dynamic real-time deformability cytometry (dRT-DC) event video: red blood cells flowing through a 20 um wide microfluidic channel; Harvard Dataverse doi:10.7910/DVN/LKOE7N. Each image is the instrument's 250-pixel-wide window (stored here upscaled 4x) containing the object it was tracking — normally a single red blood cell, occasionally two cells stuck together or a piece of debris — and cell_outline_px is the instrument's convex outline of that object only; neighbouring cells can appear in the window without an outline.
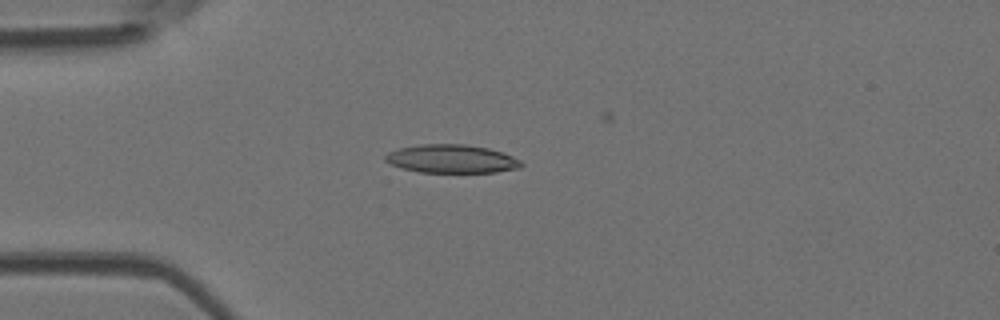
{"species": "Egyptian fruit bat (a non-hibernating species)", "species_latin": "Rousettus aegyptiacus", "temperature_condition": "room temperature", "stored_images_in_passage": 42, "camera_frame_rate_fps": 3000, "um_per_image_px": 0.085, "animal": {"sex": "female"}, "frame": {"image": 1, "passage_image": 13, "time_ms": 4.0, "image_size_px": [1000, 320], "cell_outline_px": [[524, 164], [520, 168], [496, 172], [420, 172], [404, 168], [392, 164], [384, 160], [384, 156], [388, 152], [400, 148], [420, 144], [464, 144], [488, 148], [512, 156], [520, 160]], "centroid_in_image_um": [38.4, 13.5], "position_along_channel_um": 46.6, "area_um2": 22.31}}
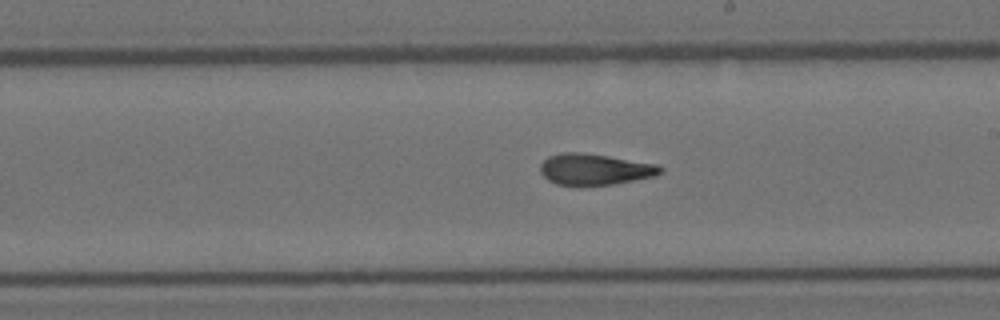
{"frame": {"image": 2, "passage_image": 29, "time_ms": 9.333, "image_size_px": [1000, 320], "cell_outline_px": [[664, 172], [656, 176], [612, 184], [580, 188], [556, 184], [548, 180], [540, 172], [540, 164], [548, 156], [560, 152], [584, 152], [656, 164], [664, 168]], "centroid_in_image_um": [50.52, 14.42], "position_along_channel_um": 238.5, "area_um2": 22.48}}
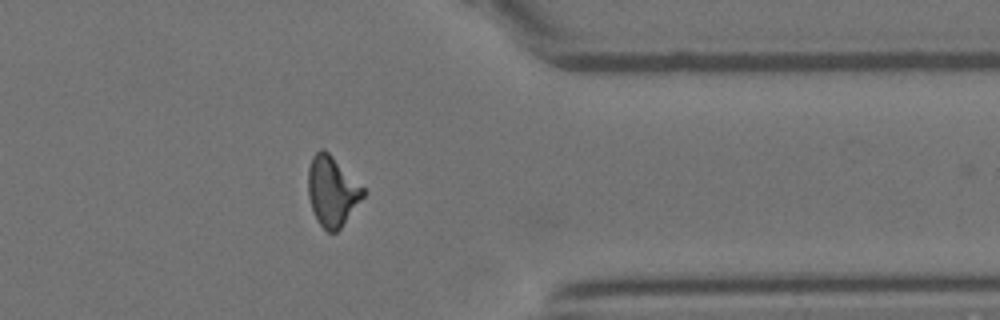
{"frame": {"image": 3, "passage_image": 41, "time_ms": 13.333, "image_size_px": [1000, 320], "cell_outline_px": [[364, 196], [340, 228], [336, 232], [328, 232], [320, 224], [312, 208], [308, 196], [308, 168], [312, 156], [320, 148], [324, 148], [364, 188]], "centroid_in_image_um": [28.21, 16.23], "position_along_channel_um": 383.2, "area_um2": 22.02}}